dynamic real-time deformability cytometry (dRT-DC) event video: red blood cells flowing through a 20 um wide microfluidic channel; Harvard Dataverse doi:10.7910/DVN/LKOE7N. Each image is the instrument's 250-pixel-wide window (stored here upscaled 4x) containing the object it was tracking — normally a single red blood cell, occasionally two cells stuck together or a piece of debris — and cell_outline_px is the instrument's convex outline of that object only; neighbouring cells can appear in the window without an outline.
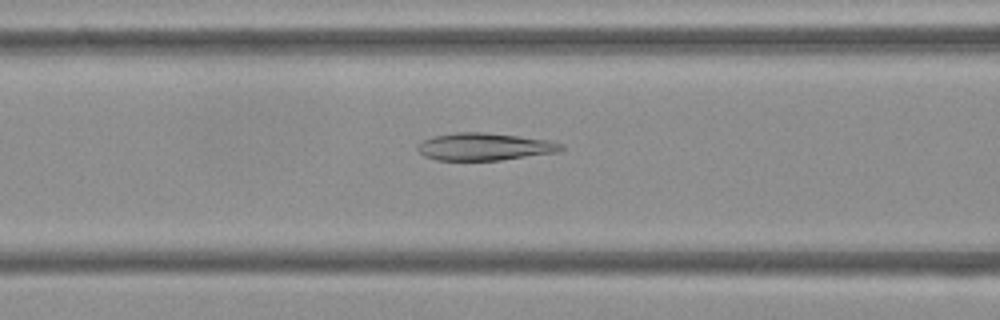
{"species": "Egyptian fruit bat (a non-hibernating species)", "species_latin": "Rousettus aegyptiacus", "temperature_condition": "cold", "stored_images_in_passage": 45, "camera_frame_rate_fps": 3000, "um_per_image_px": 0.085, "frame": {"image": 1, "passage_image": 13, "time_ms": 4.0, "image_size_px": [1000, 320], "cell_outline_px": [[564, 148], [560, 152], [500, 160], [436, 160], [424, 156], [416, 148], [424, 140], [432, 136], [456, 132], [484, 132], [552, 140], [564, 144]], "centroid_in_image_um": [41.23, 12.46], "position_along_channel_um": 125.4, "area_um2": 23.06}}
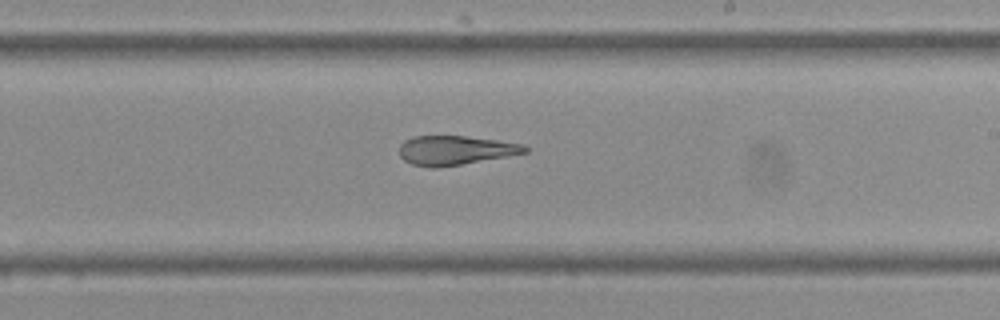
{"frame": {"image": 2, "passage_image": 23, "time_ms": 7.333, "image_size_px": [1000, 320], "cell_outline_px": [[528, 152], [460, 164], [436, 168], [432, 168], [412, 164], [404, 160], [400, 156], [400, 144], [404, 140], [412, 136], [464, 136], [496, 140], [524, 144], [528, 148]], "centroid_in_image_um": [38.66, 12.77], "position_along_channel_um": 250.3, "area_um2": 21.15}}
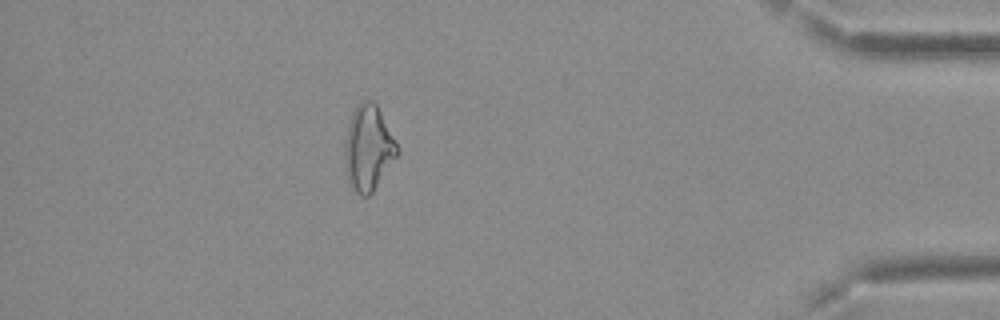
{"frame": {"image": 3, "passage_image": 39, "time_ms": 12.667, "image_size_px": [1000, 320], "cell_outline_px": [[400, 152], [372, 192], [368, 196], [360, 196], [352, 188], [348, 180], [344, 156], [344, 140], [348, 124], [352, 112], [356, 104], [364, 100], [372, 100], [376, 104], [400, 148]], "centroid_in_image_um": [31.3, 12.57], "position_along_channel_um": 403.9, "area_um2": 26.18}}